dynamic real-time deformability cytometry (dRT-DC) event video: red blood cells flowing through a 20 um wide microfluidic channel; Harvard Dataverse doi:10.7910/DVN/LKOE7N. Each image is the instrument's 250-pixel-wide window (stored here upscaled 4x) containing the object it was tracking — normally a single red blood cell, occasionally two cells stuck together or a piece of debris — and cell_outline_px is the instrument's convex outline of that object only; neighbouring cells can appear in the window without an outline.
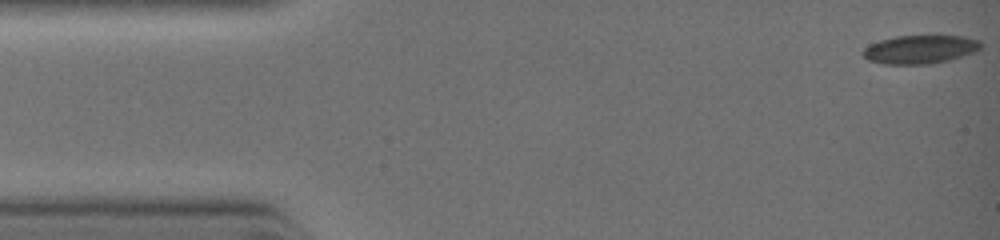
{"species": "common noctule bat (a hibernating species)", "species_latin": "Nyctalus noctula", "temperature_condition": "warm", "stored_images_in_passage": 4, "camera_frame_rate_fps": 3000, "um_per_image_px": 0.085, "animal": {"sex": "female", "body_mass_g": 19.0, "forearm_length_mm": 51.5}, "frame": {"image": 1, "passage_image": 1, "time_ms": 0.0, "image_size_px": [1000, 240], "cell_outline_px": [[984, 44], [976, 52], [948, 60], [928, 64], [884, 64], [868, 60], [864, 56], [864, 48], [880, 40], [896, 36], [964, 36], [980, 40]], "centroid_in_image_um": [78.26, 4.19], "position_along_channel_um": 6.7, "area_um2": 19.48}}
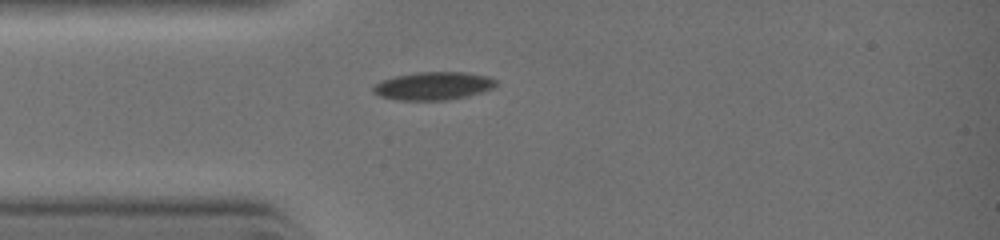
{"frame": {"image": 2, "passage_image": 4, "time_ms": 2.667, "image_size_px": [1000, 240], "cell_outline_px": [[496, 84], [492, 88], [484, 92], [468, 96], [448, 100], [396, 100], [380, 96], [372, 92], [372, 88], [376, 84], [384, 80], [396, 76], [416, 72], [464, 72], [488, 76], [496, 80]], "centroid_in_image_um": [36.85, 7.31], "position_along_channel_um": 48.2, "area_um2": 20.06}}